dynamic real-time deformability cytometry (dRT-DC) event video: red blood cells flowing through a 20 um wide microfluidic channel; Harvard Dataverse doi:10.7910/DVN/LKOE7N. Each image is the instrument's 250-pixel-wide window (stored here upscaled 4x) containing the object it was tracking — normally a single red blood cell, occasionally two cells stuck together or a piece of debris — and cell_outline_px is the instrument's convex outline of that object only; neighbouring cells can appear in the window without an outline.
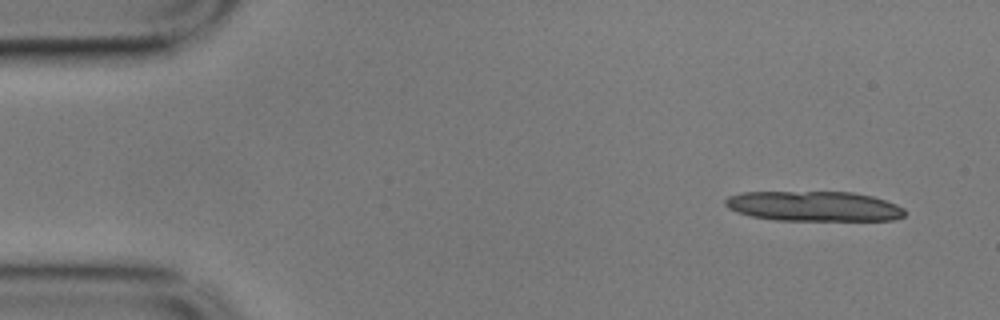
{"species": "common noctule bat (a hibernating species)", "species_latin": "Nyctalus noctula", "temperature_condition": "cold", "stored_images_in_passage": 42, "segment_of_instrument_passage": [1, 2], "camera_frame_rate_fps": 3000, "um_per_image_px": 0.085, "animal": {"sex": "male", "body_mass_g": 17.9}, "frame": {"image": 1, "passage_image": 4, "time_ms": 1.0, "image_size_px": [1000, 320], "cell_outline_px": [[904, 216], [892, 220], [776, 220], [752, 216], [736, 212], [728, 208], [724, 204], [724, 200], [728, 196], [740, 192], [852, 192], [872, 196], [896, 204], [904, 208]], "centroid_in_image_um": [69.14, 17.52], "position_along_channel_um": 15.9, "area_um2": 31.39}}